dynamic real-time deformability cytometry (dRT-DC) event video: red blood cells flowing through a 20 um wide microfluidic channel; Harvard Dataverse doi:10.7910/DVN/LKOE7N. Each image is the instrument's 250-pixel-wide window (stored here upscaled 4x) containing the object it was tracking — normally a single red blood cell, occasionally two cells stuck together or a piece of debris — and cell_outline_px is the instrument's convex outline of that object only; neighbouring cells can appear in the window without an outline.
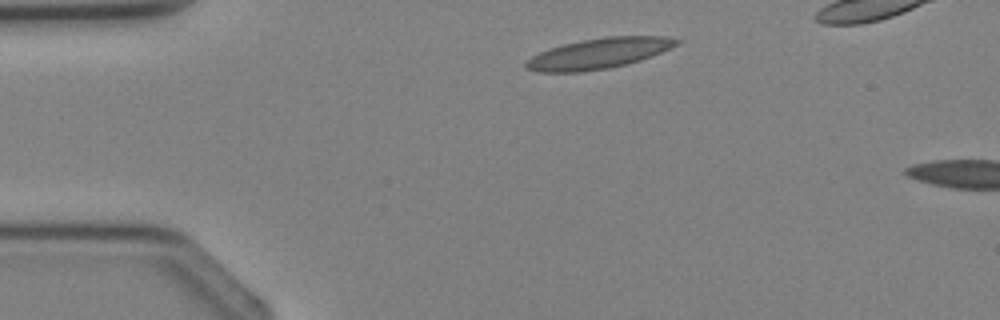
{"species": "Egyptian fruit bat (a non-hibernating species)", "species_latin": "Rousettus aegyptiacus", "temperature_condition": "cold", "stored_images_in_passage": 2, "camera_frame_rate_fps": 3000, "um_per_image_px": 0.085, "animal": {"sex": "female"}, "frame": {"image": 1, "passage_image": 1, "time_ms": 0.0, "image_size_px": [1000, 320], "cell_outline_px": [[684, 40], [680, 44], [652, 56], [640, 60], [608, 68], [580, 72], [536, 72], [524, 68], [524, 64], [532, 56], [548, 48], [580, 40], [604, 36], [668, 36]], "centroid_in_image_um": [50.92, 4.53], "position_along_channel_um": 34.1, "area_um2": 26.99}}